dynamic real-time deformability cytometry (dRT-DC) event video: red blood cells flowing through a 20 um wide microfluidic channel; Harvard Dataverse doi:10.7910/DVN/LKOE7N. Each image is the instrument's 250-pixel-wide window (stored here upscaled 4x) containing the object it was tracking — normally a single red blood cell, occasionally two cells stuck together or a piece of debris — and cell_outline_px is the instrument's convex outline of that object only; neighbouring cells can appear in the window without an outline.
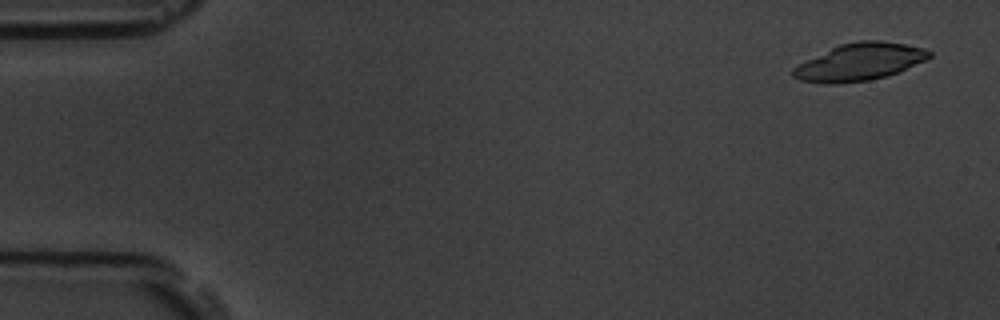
{"species": "common noctule bat (a hibernating species)", "species_latin": "Nyctalus noctula", "temperature_condition": "room temperature", "stored_images_in_passage": 4, "camera_frame_rate_fps": 3000, "um_per_image_px": 0.085, "animal": {"sex": "male", "body_mass_g": 19.5, "forearm_length_mm": 54.6}, "frame": {"image": 1, "passage_image": 1, "time_ms": 0.0, "image_size_px": [1000, 320], "cell_outline_px": [[932, 56], [924, 60], [888, 76], [868, 80], [836, 84], [824, 84], [800, 80], [792, 76], [792, 68], [840, 44], [856, 40], [880, 40], [904, 44], [924, 48], [932, 52]], "centroid_in_image_um": [73.07, 5.27], "position_along_channel_um": 11.9, "area_um2": 29.25}}